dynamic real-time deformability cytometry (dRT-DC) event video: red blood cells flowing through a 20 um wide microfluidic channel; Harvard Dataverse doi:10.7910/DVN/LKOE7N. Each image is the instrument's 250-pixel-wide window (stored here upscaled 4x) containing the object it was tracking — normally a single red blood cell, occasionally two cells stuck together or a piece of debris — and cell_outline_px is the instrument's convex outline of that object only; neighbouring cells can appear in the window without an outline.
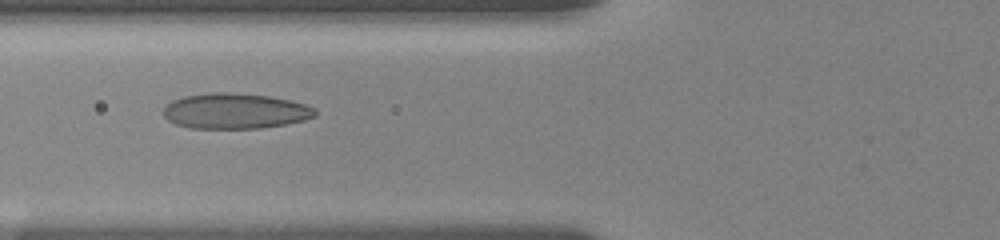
{"species": "human", "species_latin": "Homo sapiens", "temperature_condition": "room temperature", "stored_images_in_passage": 13, "camera_frame_rate_fps": 3000, "um_per_image_px": 0.085, "donor": {"sex": "female"}, "frame": {"image": 1, "passage_image": 10, "time_ms": 7.333, "image_size_px": [1000, 240], "cell_outline_px": [[316, 116], [304, 120], [284, 124], [260, 128], [188, 128], [176, 124], [168, 120], [164, 116], [164, 108], [172, 100], [184, 96], [212, 92], [228, 92], [268, 96], [288, 100], [304, 104], [316, 108]], "centroid_in_image_um": [19.97, 9.44], "position_along_channel_um": 105.8, "area_um2": 31.21}}
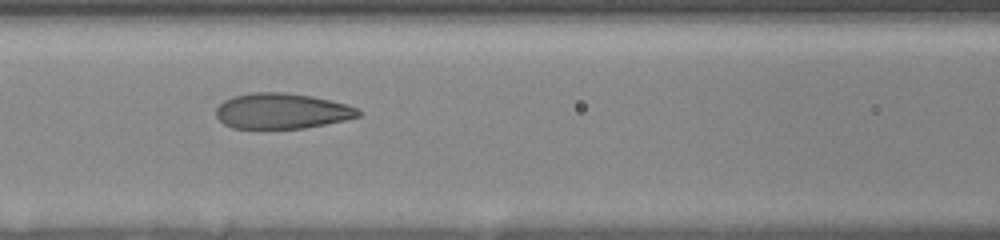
{"frame": {"image": 2, "passage_image": 11, "time_ms": 8.333, "image_size_px": [1000, 240], "cell_outline_px": [[360, 116], [344, 120], [304, 128], [260, 132], [232, 128], [224, 124], [216, 116], [216, 108], [224, 100], [232, 96], [252, 92], [284, 92], [312, 96], [344, 104], [356, 108], [360, 112]], "centroid_in_image_um": [23.85, 9.48], "position_along_channel_um": 142.7, "area_um2": 30.29}}
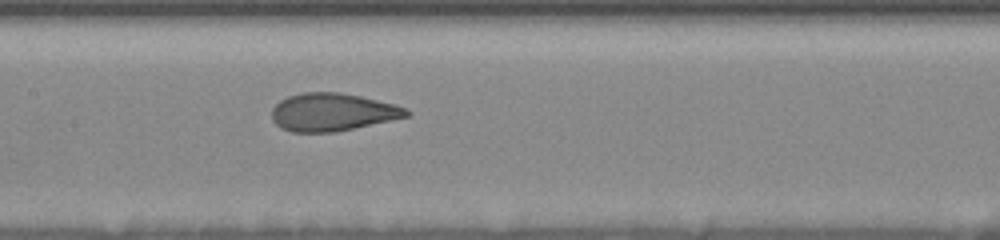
{"frame": {"image": 3, "passage_image": 13, "time_ms": 9.333, "image_size_px": [1000, 240], "cell_outline_px": [[412, 112], [408, 116], [336, 132], [292, 132], [280, 128], [272, 120], [272, 108], [280, 100], [288, 96], [304, 92], [340, 92], [360, 96], [396, 104], [408, 108]], "centroid_in_image_um": [28.26, 9.53], "position_along_channel_um": 179.1, "area_um2": 29.77}}